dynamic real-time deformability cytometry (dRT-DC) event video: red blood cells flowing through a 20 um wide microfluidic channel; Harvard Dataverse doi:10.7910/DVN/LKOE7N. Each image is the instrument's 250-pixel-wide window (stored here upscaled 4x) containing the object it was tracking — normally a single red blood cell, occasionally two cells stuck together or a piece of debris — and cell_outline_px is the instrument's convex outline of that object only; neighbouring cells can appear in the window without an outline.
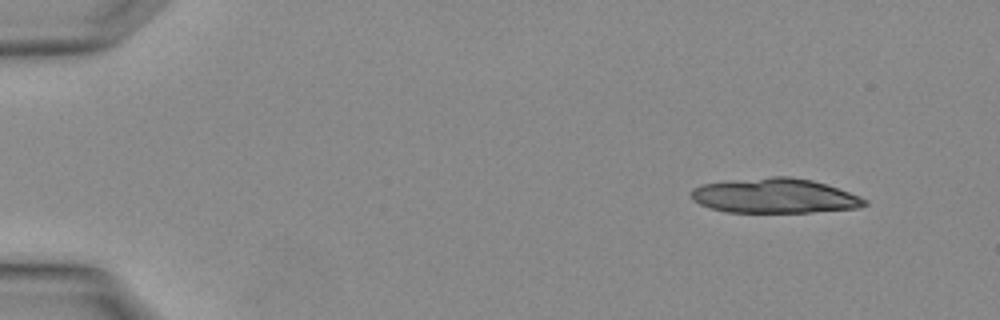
{"species": "Egyptian fruit bat (a non-hibernating species)", "species_latin": "Rousettus aegyptiacus", "temperature_condition": "warm", "stored_images_in_passage": 3, "camera_frame_rate_fps": 3000, "um_per_image_px": 0.085, "animal": {"sex": "female"}, "frame": {"image": 1, "passage_image": 1, "time_ms": 0.0, "image_size_px": [1000, 320], "cell_outline_px": [[868, 204], [856, 208], [812, 212], [728, 212], [708, 208], [692, 200], [692, 188], [704, 184], [728, 180], [772, 176], [788, 176], [812, 180], [860, 196], [868, 200]], "centroid_in_image_um": [65.83, 16.64], "position_along_channel_um": 19.2, "area_um2": 35.08}}